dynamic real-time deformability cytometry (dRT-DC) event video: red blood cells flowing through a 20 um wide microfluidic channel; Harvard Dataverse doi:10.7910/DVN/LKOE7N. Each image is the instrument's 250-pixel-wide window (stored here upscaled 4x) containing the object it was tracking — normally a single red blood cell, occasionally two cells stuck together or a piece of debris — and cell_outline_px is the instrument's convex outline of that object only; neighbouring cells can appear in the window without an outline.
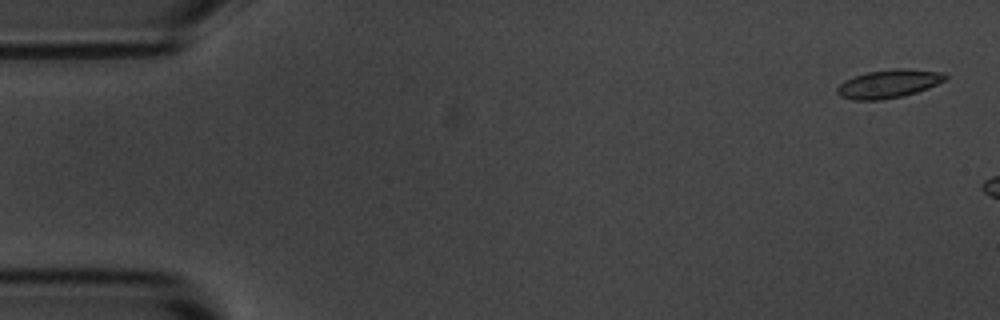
{"species": "common noctule bat (a hibernating species)", "species_latin": "Nyctalus noctula", "temperature_condition": "room temperature", "stored_images_in_passage": 4, "camera_frame_rate_fps": 3000, "um_per_image_px": 0.085, "animal": {"sex": "male", "body_mass_g": 20.1, "forearm_length_mm": 53.5}, "frame": {"image": 1, "passage_image": 1, "time_ms": 0.0, "image_size_px": [1000, 320], "cell_outline_px": [[948, 76], [944, 80], [928, 88], [916, 92], [900, 96], [880, 100], [852, 100], [840, 96], [836, 92], [836, 88], [844, 80], [868, 72], [896, 68], [904, 68], [944, 72]], "centroid_in_image_um": [75.52, 7.12], "position_along_channel_um": 9.5, "area_um2": 17.74}}